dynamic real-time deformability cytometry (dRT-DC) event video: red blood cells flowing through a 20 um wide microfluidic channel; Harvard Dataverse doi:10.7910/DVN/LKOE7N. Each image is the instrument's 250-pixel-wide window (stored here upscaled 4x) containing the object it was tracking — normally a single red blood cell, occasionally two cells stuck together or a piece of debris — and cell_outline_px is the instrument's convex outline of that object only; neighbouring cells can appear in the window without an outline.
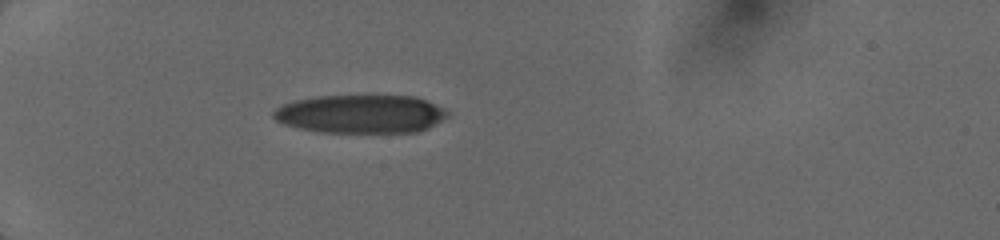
{"species": "human", "species_latin": "Homo sapiens", "temperature_condition": "cold", "stored_images_in_passage": 47, "camera_frame_rate_fps": 3000, "um_per_image_px": 0.085, "donor": {"sex": "female"}, "frame": {"image": 1, "passage_image": 1, "time_ms": 0.0, "image_size_px": [1000, 240], "cell_outline_px": [[448, 116], [428, 128], [416, 132], [320, 132], [300, 128], [284, 124], [276, 120], [272, 116], [272, 112], [276, 108], [284, 104], [296, 100], [316, 96], [416, 96], [444, 108], [448, 112]], "centroid_in_image_um": [30.66, 9.69], "position_along_channel_um": 54.3, "area_um2": 38.78}}
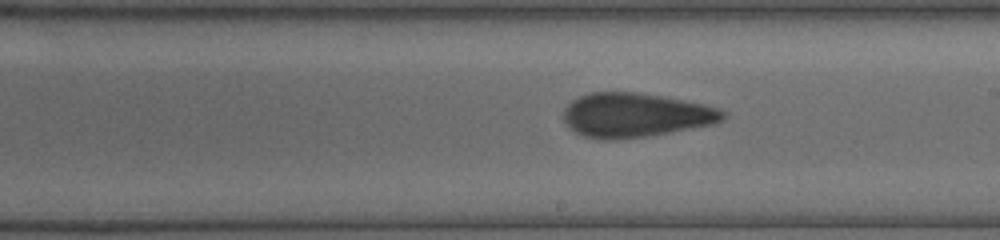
{"frame": {"image": 2, "passage_image": 24, "time_ms": 5.0, "image_size_px": [1000, 240], "cell_outline_px": [[728, 116], [724, 120], [716, 124], [648, 136], [616, 140], [584, 136], [568, 128], [564, 120], [564, 108], [572, 100], [588, 92], [636, 92], [664, 96], [704, 104], [720, 108], [728, 112]], "centroid_in_image_um": [54.07, 9.78], "position_along_channel_um": 234.9, "area_um2": 41.44}}
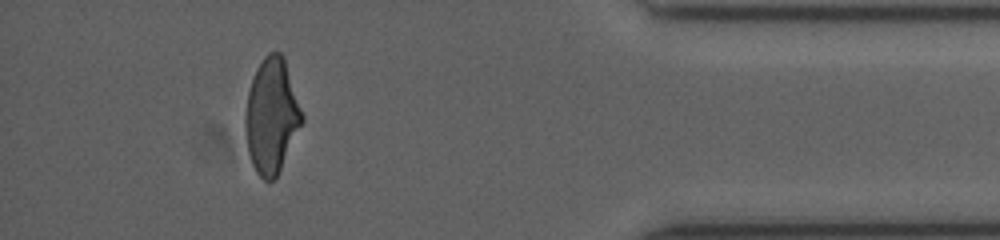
{"frame": {"image": 3, "passage_image": 42, "time_ms": 10.0, "image_size_px": [1000, 240], "cell_outline_px": [[304, 120], [276, 176], [272, 180], [264, 180], [256, 172], [252, 164], [248, 152], [244, 128], [244, 120], [248, 92], [256, 68], [264, 56], [268, 52], [280, 52], [284, 56], [304, 116]], "centroid_in_image_um": [23.08, 9.82], "position_along_channel_um": 412.1, "area_um2": 37.8}}